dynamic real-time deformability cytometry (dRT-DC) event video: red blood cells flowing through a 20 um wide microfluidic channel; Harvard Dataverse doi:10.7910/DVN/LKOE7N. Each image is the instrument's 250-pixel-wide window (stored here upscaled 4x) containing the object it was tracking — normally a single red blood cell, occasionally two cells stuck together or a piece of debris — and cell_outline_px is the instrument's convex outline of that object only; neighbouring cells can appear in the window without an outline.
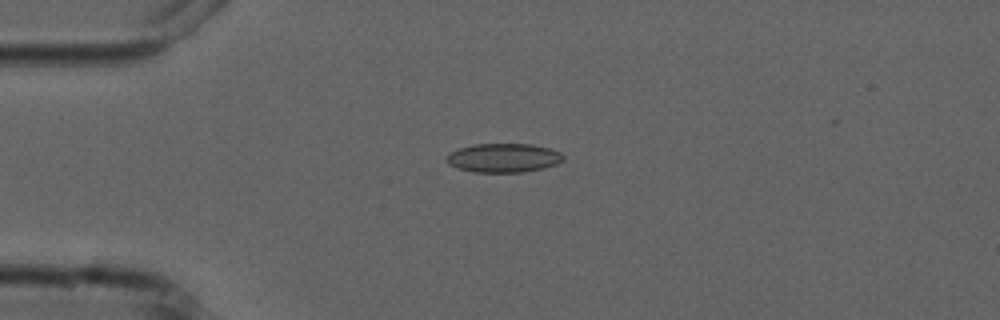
{"species": "common noctule bat (a hibernating species)", "species_latin": "Nyctalus noctula", "temperature_condition": "cold", "stored_images_in_passage": 3, "camera_frame_rate_fps": 3000, "um_per_image_px": 0.085, "animal": {"sex": "male", "forearm_length_mm": 52.5}, "frame": {"image": 1, "passage_image": 1, "time_ms": 0.0, "image_size_px": [1000, 320], "cell_outline_px": [[564, 160], [556, 164], [544, 168], [524, 172], [472, 172], [448, 164], [444, 160], [444, 156], [448, 152], [456, 148], [472, 144], [532, 144], [552, 148], [560, 152], [564, 156]], "centroid_in_image_um": [42.76, 13.41], "position_along_channel_um": 42.2, "area_um2": 20.11}}
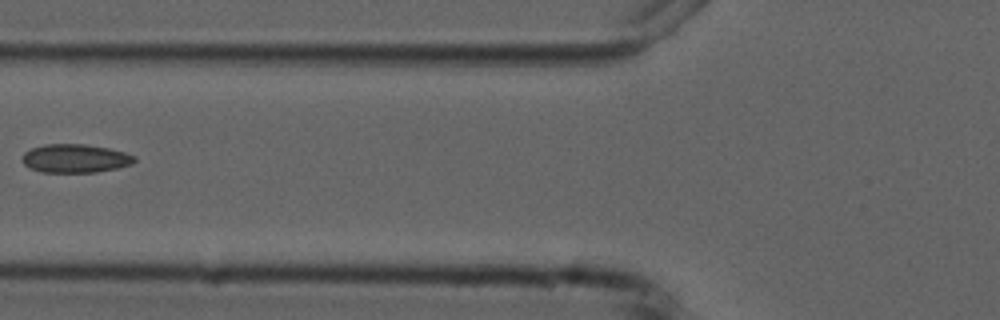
{"frame": {"image": 2, "passage_image": 3, "time_ms": 2.667, "image_size_px": [1000, 320], "cell_outline_px": [[136, 160], [132, 164], [116, 168], [96, 172], [40, 172], [24, 164], [24, 152], [32, 148], [44, 144], [84, 144], [108, 148], [124, 152], [136, 156]], "centroid_in_image_um": [6.42, 13.46], "position_along_channel_um": 119.4, "area_um2": 18.5}}